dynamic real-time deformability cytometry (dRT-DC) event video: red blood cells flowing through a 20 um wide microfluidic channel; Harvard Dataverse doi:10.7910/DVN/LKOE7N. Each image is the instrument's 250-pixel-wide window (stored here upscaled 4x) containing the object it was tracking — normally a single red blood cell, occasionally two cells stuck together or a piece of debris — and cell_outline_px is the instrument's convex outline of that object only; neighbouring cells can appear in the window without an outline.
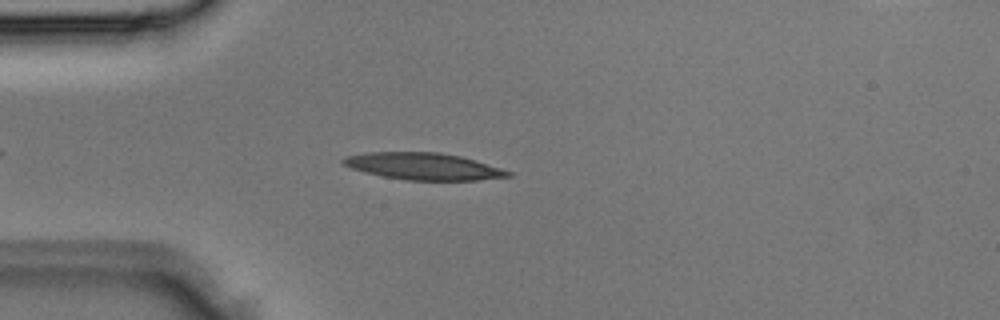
{"species": "Egyptian fruit bat (a non-hibernating species)", "species_latin": "Rousettus aegyptiacus", "temperature_condition": "room temperature", "stored_images_in_passage": 2, "camera_frame_rate_fps": 3000, "um_per_image_px": 0.085, "animal": {"sex": "male"}, "frame": {"image": 1, "passage_image": 2, "time_ms": 0.333, "image_size_px": [1000, 320], "cell_outline_px": [[512, 176], [476, 180], [408, 180], [384, 176], [364, 172], [352, 168], [344, 164], [340, 160], [344, 156], [368, 152], [440, 152], [460, 156], [476, 160], [512, 172]], "centroid_in_image_um": [35.98, 14.13], "position_along_channel_um": 49.0, "area_um2": 25.72}}